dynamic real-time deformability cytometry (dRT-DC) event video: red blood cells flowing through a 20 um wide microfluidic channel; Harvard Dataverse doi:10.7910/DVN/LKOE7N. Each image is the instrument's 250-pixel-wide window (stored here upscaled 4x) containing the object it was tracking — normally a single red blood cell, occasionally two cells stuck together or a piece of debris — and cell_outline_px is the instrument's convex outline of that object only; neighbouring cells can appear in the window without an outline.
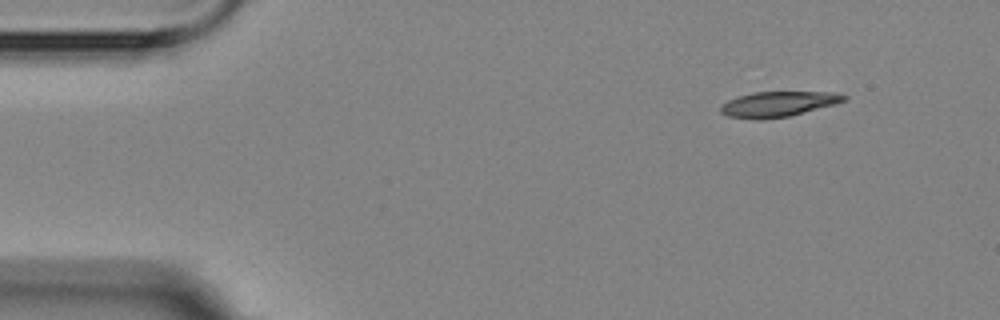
{"species": "Egyptian fruit bat (a non-hibernating species)", "species_latin": "Rousettus aegyptiacus", "temperature_condition": "room temperature", "stored_images_in_passage": 4, "camera_frame_rate_fps": 3000, "um_per_image_px": 0.085, "animal": {"sex": "female"}, "frame": {"image": 1, "passage_image": 1, "time_ms": 0.0, "image_size_px": [1000, 320], "cell_outline_px": [[848, 100], [836, 104], [788, 116], [728, 116], [720, 112], [720, 104], [736, 96], [752, 92], [832, 92], [848, 96]], "centroid_in_image_um": [66.2, 8.78], "position_along_channel_um": 18.8, "area_um2": 17.4}}
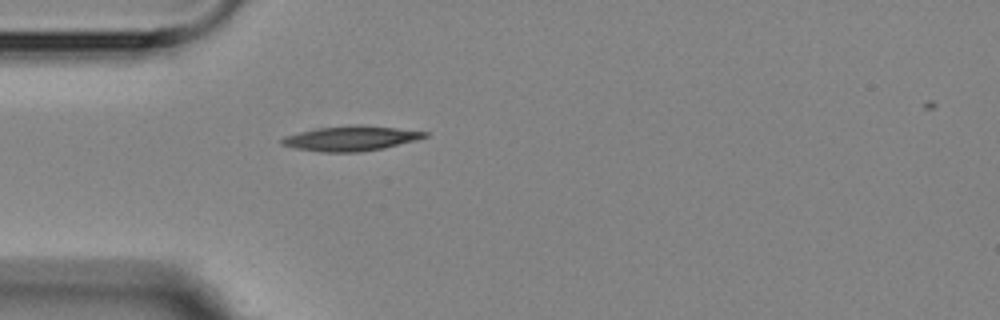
{"frame": {"image": 2, "passage_image": 4, "time_ms": 3.333, "image_size_px": [1000, 320], "cell_outline_px": [[428, 136], [416, 140], [384, 148], [360, 152], [320, 152], [296, 148], [280, 144], [280, 140], [284, 136], [316, 128], [352, 124], [360, 124], [396, 128], [428, 132]], "centroid_in_image_um": [29.81, 11.76], "position_along_channel_um": 55.2, "area_um2": 20.81}}